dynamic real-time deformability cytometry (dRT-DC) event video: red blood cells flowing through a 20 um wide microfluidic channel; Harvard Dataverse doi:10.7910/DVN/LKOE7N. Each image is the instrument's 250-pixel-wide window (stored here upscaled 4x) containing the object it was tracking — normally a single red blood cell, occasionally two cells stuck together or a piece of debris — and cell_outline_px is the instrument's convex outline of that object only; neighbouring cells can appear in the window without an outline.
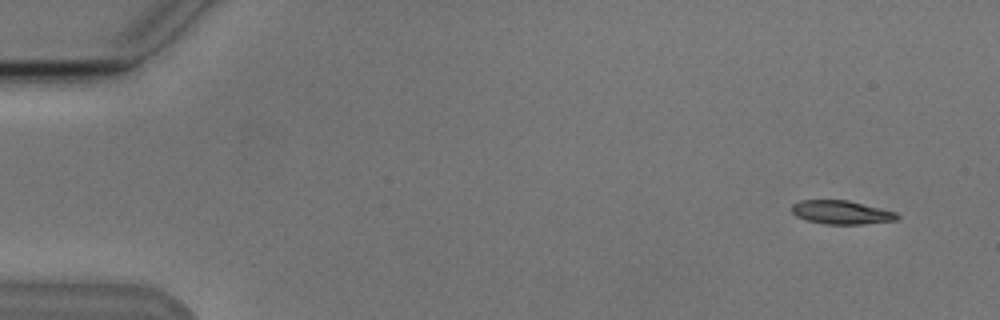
{"species": "Egyptian fruit bat (a non-hibernating species)", "species_latin": "Rousettus aegyptiacus", "temperature_condition": "cold", "stored_images_in_passage": 6, "camera_frame_rate_fps": 3000, "um_per_image_px": 0.085, "animal": {"sex": "male"}, "frame": {"image": 1, "passage_image": 2, "time_ms": 1.0, "image_size_px": [1000, 320], "cell_outline_px": [[900, 216], [896, 220], [860, 224], [824, 224], [808, 220], [796, 216], [792, 212], [792, 204], [800, 200], [848, 200], [896, 212]], "centroid_in_image_um": [71.5, 18.04], "position_along_channel_um": 13.5, "area_um2": 14.39}}